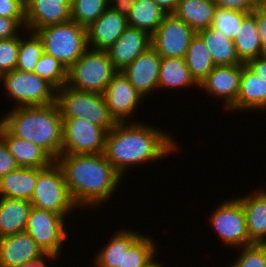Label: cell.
<instances>
[{
    "mask_svg": "<svg viewBox=\"0 0 266 267\" xmlns=\"http://www.w3.org/2000/svg\"><path fill=\"white\" fill-rule=\"evenodd\" d=\"M144 123L118 122L107 132L104 154L122 177L134 166L155 163L181 151L172 133L166 132L161 126L158 128Z\"/></svg>",
    "mask_w": 266,
    "mask_h": 267,
    "instance_id": "cell-1",
    "label": "cell"
},
{
    "mask_svg": "<svg viewBox=\"0 0 266 267\" xmlns=\"http://www.w3.org/2000/svg\"><path fill=\"white\" fill-rule=\"evenodd\" d=\"M56 162L63 170L71 199L82 211L105 206L123 180L104 153L61 154Z\"/></svg>",
    "mask_w": 266,
    "mask_h": 267,
    "instance_id": "cell-2",
    "label": "cell"
},
{
    "mask_svg": "<svg viewBox=\"0 0 266 267\" xmlns=\"http://www.w3.org/2000/svg\"><path fill=\"white\" fill-rule=\"evenodd\" d=\"M0 122L15 136L45 150L55 161L62 154L63 118L57 103L12 107Z\"/></svg>",
    "mask_w": 266,
    "mask_h": 267,
    "instance_id": "cell-3",
    "label": "cell"
},
{
    "mask_svg": "<svg viewBox=\"0 0 266 267\" xmlns=\"http://www.w3.org/2000/svg\"><path fill=\"white\" fill-rule=\"evenodd\" d=\"M56 103L62 118L83 119L103 127L107 132L118 123L100 93L76 90L65 84L56 90Z\"/></svg>",
    "mask_w": 266,
    "mask_h": 267,
    "instance_id": "cell-4",
    "label": "cell"
},
{
    "mask_svg": "<svg viewBox=\"0 0 266 267\" xmlns=\"http://www.w3.org/2000/svg\"><path fill=\"white\" fill-rule=\"evenodd\" d=\"M35 32L42 40L43 52L55 57L67 69L88 49L87 28L72 20L48 25Z\"/></svg>",
    "mask_w": 266,
    "mask_h": 267,
    "instance_id": "cell-5",
    "label": "cell"
},
{
    "mask_svg": "<svg viewBox=\"0 0 266 267\" xmlns=\"http://www.w3.org/2000/svg\"><path fill=\"white\" fill-rule=\"evenodd\" d=\"M118 71L106 51L88 48L67 70L70 88L103 94Z\"/></svg>",
    "mask_w": 266,
    "mask_h": 267,
    "instance_id": "cell-6",
    "label": "cell"
},
{
    "mask_svg": "<svg viewBox=\"0 0 266 267\" xmlns=\"http://www.w3.org/2000/svg\"><path fill=\"white\" fill-rule=\"evenodd\" d=\"M30 202L35 208L52 211L65 218L78 211L68 192L63 170L56 161L47 168H38V178Z\"/></svg>",
    "mask_w": 266,
    "mask_h": 267,
    "instance_id": "cell-7",
    "label": "cell"
},
{
    "mask_svg": "<svg viewBox=\"0 0 266 267\" xmlns=\"http://www.w3.org/2000/svg\"><path fill=\"white\" fill-rule=\"evenodd\" d=\"M4 93L13 107L43 106L56 102V89L34 72L12 70L0 76Z\"/></svg>",
    "mask_w": 266,
    "mask_h": 267,
    "instance_id": "cell-8",
    "label": "cell"
},
{
    "mask_svg": "<svg viewBox=\"0 0 266 267\" xmlns=\"http://www.w3.org/2000/svg\"><path fill=\"white\" fill-rule=\"evenodd\" d=\"M209 214L208 224L215 231L218 240L221 239L220 246H228L236 250L254 244L248 236L245 213L237 197L222 200Z\"/></svg>",
    "mask_w": 266,
    "mask_h": 267,
    "instance_id": "cell-9",
    "label": "cell"
},
{
    "mask_svg": "<svg viewBox=\"0 0 266 267\" xmlns=\"http://www.w3.org/2000/svg\"><path fill=\"white\" fill-rule=\"evenodd\" d=\"M65 219L64 216L55 212L32 207L25 231L30 234L45 254L61 257L69 231V229L66 230L68 226L67 219Z\"/></svg>",
    "mask_w": 266,
    "mask_h": 267,
    "instance_id": "cell-10",
    "label": "cell"
},
{
    "mask_svg": "<svg viewBox=\"0 0 266 267\" xmlns=\"http://www.w3.org/2000/svg\"><path fill=\"white\" fill-rule=\"evenodd\" d=\"M107 131L79 118H63L62 154H100L105 151Z\"/></svg>",
    "mask_w": 266,
    "mask_h": 267,
    "instance_id": "cell-11",
    "label": "cell"
},
{
    "mask_svg": "<svg viewBox=\"0 0 266 267\" xmlns=\"http://www.w3.org/2000/svg\"><path fill=\"white\" fill-rule=\"evenodd\" d=\"M196 32L174 14H167L151 35V47L161 58L185 57Z\"/></svg>",
    "mask_w": 266,
    "mask_h": 267,
    "instance_id": "cell-12",
    "label": "cell"
},
{
    "mask_svg": "<svg viewBox=\"0 0 266 267\" xmlns=\"http://www.w3.org/2000/svg\"><path fill=\"white\" fill-rule=\"evenodd\" d=\"M103 95L117 122L140 121L131 118L138 114L137 110L145 100L121 71L113 76Z\"/></svg>",
    "mask_w": 266,
    "mask_h": 267,
    "instance_id": "cell-13",
    "label": "cell"
},
{
    "mask_svg": "<svg viewBox=\"0 0 266 267\" xmlns=\"http://www.w3.org/2000/svg\"><path fill=\"white\" fill-rule=\"evenodd\" d=\"M241 75L242 64L215 66L199 88L210 98L223 101V110L228 111L237 100Z\"/></svg>",
    "mask_w": 266,
    "mask_h": 267,
    "instance_id": "cell-14",
    "label": "cell"
},
{
    "mask_svg": "<svg viewBox=\"0 0 266 267\" xmlns=\"http://www.w3.org/2000/svg\"><path fill=\"white\" fill-rule=\"evenodd\" d=\"M128 27L124 8L109 6L87 27L88 48L106 51Z\"/></svg>",
    "mask_w": 266,
    "mask_h": 267,
    "instance_id": "cell-15",
    "label": "cell"
},
{
    "mask_svg": "<svg viewBox=\"0 0 266 267\" xmlns=\"http://www.w3.org/2000/svg\"><path fill=\"white\" fill-rule=\"evenodd\" d=\"M161 57L150 47L145 52L136 57L121 72L128 78L130 84L146 97L154 94L158 90V79L160 71ZM147 95V96H146Z\"/></svg>",
    "mask_w": 266,
    "mask_h": 267,
    "instance_id": "cell-16",
    "label": "cell"
},
{
    "mask_svg": "<svg viewBox=\"0 0 266 267\" xmlns=\"http://www.w3.org/2000/svg\"><path fill=\"white\" fill-rule=\"evenodd\" d=\"M72 3L73 0H25L26 29L36 31L71 21Z\"/></svg>",
    "mask_w": 266,
    "mask_h": 267,
    "instance_id": "cell-17",
    "label": "cell"
},
{
    "mask_svg": "<svg viewBox=\"0 0 266 267\" xmlns=\"http://www.w3.org/2000/svg\"><path fill=\"white\" fill-rule=\"evenodd\" d=\"M45 255L26 231L0 238V267H18Z\"/></svg>",
    "mask_w": 266,
    "mask_h": 267,
    "instance_id": "cell-18",
    "label": "cell"
},
{
    "mask_svg": "<svg viewBox=\"0 0 266 267\" xmlns=\"http://www.w3.org/2000/svg\"><path fill=\"white\" fill-rule=\"evenodd\" d=\"M151 47V35L128 26L117 41L106 50L117 71L125 69L136 57Z\"/></svg>",
    "mask_w": 266,
    "mask_h": 267,
    "instance_id": "cell-19",
    "label": "cell"
},
{
    "mask_svg": "<svg viewBox=\"0 0 266 267\" xmlns=\"http://www.w3.org/2000/svg\"><path fill=\"white\" fill-rule=\"evenodd\" d=\"M239 196L237 198L243 206L250 240L253 243L266 244V189L260 187Z\"/></svg>",
    "mask_w": 266,
    "mask_h": 267,
    "instance_id": "cell-20",
    "label": "cell"
},
{
    "mask_svg": "<svg viewBox=\"0 0 266 267\" xmlns=\"http://www.w3.org/2000/svg\"><path fill=\"white\" fill-rule=\"evenodd\" d=\"M0 136L5 140L19 167L47 168L55 162L45 150L13 135L1 122Z\"/></svg>",
    "mask_w": 266,
    "mask_h": 267,
    "instance_id": "cell-21",
    "label": "cell"
},
{
    "mask_svg": "<svg viewBox=\"0 0 266 267\" xmlns=\"http://www.w3.org/2000/svg\"><path fill=\"white\" fill-rule=\"evenodd\" d=\"M114 229L111 238L98 251H95L92 263L95 267H122L124 251L142 235L140 231L129 228ZM97 252V253H96Z\"/></svg>",
    "mask_w": 266,
    "mask_h": 267,
    "instance_id": "cell-22",
    "label": "cell"
},
{
    "mask_svg": "<svg viewBox=\"0 0 266 267\" xmlns=\"http://www.w3.org/2000/svg\"><path fill=\"white\" fill-rule=\"evenodd\" d=\"M192 86L198 89L199 84L192 77L184 57L161 58L158 90L176 91L178 88L181 91L182 88L188 90Z\"/></svg>",
    "mask_w": 266,
    "mask_h": 267,
    "instance_id": "cell-23",
    "label": "cell"
},
{
    "mask_svg": "<svg viewBox=\"0 0 266 267\" xmlns=\"http://www.w3.org/2000/svg\"><path fill=\"white\" fill-rule=\"evenodd\" d=\"M32 207L28 200L0 197V238L24 232Z\"/></svg>",
    "mask_w": 266,
    "mask_h": 267,
    "instance_id": "cell-24",
    "label": "cell"
},
{
    "mask_svg": "<svg viewBox=\"0 0 266 267\" xmlns=\"http://www.w3.org/2000/svg\"><path fill=\"white\" fill-rule=\"evenodd\" d=\"M38 178V168H23L0 178V197L31 201Z\"/></svg>",
    "mask_w": 266,
    "mask_h": 267,
    "instance_id": "cell-25",
    "label": "cell"
},
{
    "mask_svg": "<svg viewBox=\"0 0 266 267\" xmlns=\"http://www.w3.org/2000/svg\"><path fill=\"white\" fill-rule=\"evenodd\" d=\"M128 26L152 35L167 13L153 0H134L125 8Z\"/></svg>",
    "mask_w": 266,
    "mask_h": 267,
    "instance_id": "cell-26",
    "label": "cell"
},
{
    "mask_svg": "<svg viewBox=\"0 0 266 267\" xmlns=\"http://www.w3.org/2000/svg\"><path fill=\"white\" fill-rule=\"evenodd\" d=\"M215 10L213 0H179L173 14L197 33L212 25Z\"/></svg>",
    "mask_w": 266,
    "mask_h": 267,
    "instance_id": "cell-27",
    "label": "cell"
},
{
    "mask_svg": "<svg viewBox=\"0 0 266 267\" xmlns=\"http://www.w3.org/2000/svg\"><path fill=\"white\" fill-rule=\"evenodd\" d=\"M233 41L238 58L244 64L265 55L257 29L255 10L244 17Z\"/></svg>",
    "mask_w": 266,
    "mask_h": 267,
    "instance_id": "cell-28",
    "label": "cell"
},
{
    "mask_svg": "<svg viewBox=\"0 0 266 267\" xmlns=\"http://www.w3.org/2000/svg\"><path fill=\"white\" fill-rule=\"evenodd\" d=\"M204 40L215 66L243 64L236 53L234 41L210 26L197 32Z\"/></svg>",
    "mask_w": 266,
    "mask_h": 267,
    "instance_id": "cell-29",
    "label": "cell"
},
{
    "mask_svg": "<svg viewBox=\"0 0 266 267\" xmlns=\"http://www.w3.org/2000/svg\"><path fill=\"white\" fill-rule=\"evenodd\" d=\"M260 80L246 64H242L239 93L235 104L227 111L229 114L260 111Z\"/></svg>",
    "mask_w": 266,
    "mask_h": 267,
    "instance_id": "cell-30",
    "label": "cell"
},
{
    "mask_svg": "<svg viewBox=\"0 0 266 267\" xmlns=\"http://www.w3.org/2000/svg\"><path fill=\"white\" fill-rule=\"evenodd\" d=\"M155 241L149 234H142L124 251L122 267H158L162 262L156 259L159 245Z\"/></svg>",
    "mask_w": 266,
    "mask_h": 267,
    "instance_id": "cell-31",
    "label": "cell"
},
{
    "mask_svg": "<svg viewBox=\"0 0 266 267\" xmlns=\"http://www.w3.org/2000/svg\"><path fill=\"white\" fill-rule=\"evenodd\" d=\"M184 58L192 77L199 85L215 67L208 47L198 33L191 39Z\"/></svg>",
    "mask_w": 266,
    "mask_h": 267,
    "instance_id": "cell-32",
    "label": "cell"
},
{
    "mask_svg": "<svg viewBox=\"0 0 266 267\" xmlns=\"http://www.w3.org/2000/svg\"><path fill=\"white\" fill-rule=\"evenodd\" d=\"M42 53L43 44L39 35L35 31L25 29L23 34H20V46L15 69L23 72H34Z\"/></svg>",
    "mask_w": 266,
    "mask_h": 267,
    "instance_id": "cell-33",
    "label": "cell"
},
{
    "mask_svg": "<svg viewBox=\"0 0 266 267\" xmlns=\"http://www.w3.org/2000/svg\"><path fill=\"white\" fill-rule=\"evenodd\" d=\"M67 70L55 57L43 52L34 68V73L58 90L67 83Z\"/></svg>",
    "mask_w": 266,
    "mask_h": 267,
    "instance_id": "cell-34",
    "label": "cell"
},
{
    "mask_svg": "<svg viewBox=\"0 0 266 267\" xmlns=\"http://www.w3.org/2000/svg\"><path fill=\"white\" fill-rule=\"evenodd\" d=\"M109 6L108 0H73L71 20L87 28Z\"/></svg>",
    "mask_w": 266,
    "mask_h": 267,
    "instance_id": "cell-35",
    "label": "cell"
},
{
    "mask_svg": "<svg viewBox=\"0 0 266 267\" xmlns=\"http://www.w3.org/2000/svg\"><path fill=\"white\" fill-rule=\"evenodd\" d=\"M247 14L234 10L216 8L211 26L224 33L231 40H234Z\"/></svg>",
    "mask_w": 266,
    "mask_h": 267,
    "instance_id": "cell-36",
    "label": "cell"
},
{
    "mask_svg": "<svg viewBox=\"0 0 266 267\" xmlns=\"http://www.w3.org/2000/svg\"><path fill=\"white\" fill-rule=\"evenodd\" d=\"M237 251L240 254L228 264L230 267H266V244L254 243L238 248Z\"/></svg>",
    "mask_w": 266,
    "mask_h": 267,
    "instance_id": "cell-37",
    "label": "cell"
},
{
    "mask_svg": "<svg viewBox=\"0 0 266 267\" xmlns=\"http://www.w3.org/2000/svg\"><path fill=\"white\" fill-rule=\"evenodd\" d=\"M19 46L20 35L0 40V76L15 70Z\"/></svg>",
    "mask_w": 266,
    "mask_h": 267,
    "instance_id": "cell-38",
    "label": "cell"
},
{
    "mask_svg": "<svg viewBox=\"0 0 266 267\" xmlns=\"http://www.w3.org/2000/svg\"><path fill=\"white\" fill-rule=\"evenodd\" d=\"M250 70L258 77L260 80V110L266 113V54L258 56L246 63Z\"/></svg>",
    "mask_w": 266,
    "mask_h": 267,
    "instance_id": "cell-39",
    "label": "cell"
},
{
    "mask_svg": "<svg viewBox=\"0 0 266 267\" xmlns=\"http://www.w3.org/2000/svg\"><path fill=\"white\" fill-rule=\"evenodd\" d=\"M0 17L26 20L25 0H0Z\"/></svg>",
    "mask_w": 266,
    "mask_h": 267,
    "instance_id": "cell-40",
    "label": "cell"
},
{
    "mask_svg": "<svg viewBox=\"0 0 266 267\" xmlns=\"http://www.w3.org/2000/svg\"><path fill=\"white\" fill-rule=\"evenodd\" d=\"M25 29L26 20L0 17V40L19 36Z\"/></svg>",
    "mask_w": 266,
    "mask_h": 267,
    "instance_id": "cell-41",
    "label": "cell"
},
{
    "mask_svg": "<svg viewBox=\"0 0 266 267\" xmlns=\"http://www.w3.org/2000/svg\"><path fill=\"white\" fill-rule=\"evenodd\" d=\"M216 8L251 13L259 6V0H213Z\"/></svg>",
    "mask_w": 266,
    "mask_h": 267,
    "instance_id": "cell-42",
    "label": "cell"
},
{
    "mask_svg": "<svg viewBox=\"0 0 266 267\" xmlns=\"http://www.w3.org/2000/svg\"><path fill=\"white\" fill-rule=\"evenodd\" d=\"M18 168L19 166L13 155L10 153L8 145L0 136V178Z\"/></svg>",
    "mask_w": 266,
    "mask_h": 267,
    "instance_id": "cell-43",
    "label": "cell"
},
{
    "mask_svg": "<svg viewBox=\"0 0 266 267\" xmlns=\"http://www.w3.org/2000/svg\"><path fill=\"white\" fill-rule=\"evenodd\" d=\"M255 18L263 52L266 54V11L258 6L255 9Z\"/></svg>",
    "mask_w": 266,
    "mask_h": 267,
    "instance_id": "cell-44",
    "label": "cell"
},
{
    "mask_svg": "<svg viewBox=\"0 0 266 267\" xmlns=\"http://www.w3.org/2000/svg\"><path fill=\"white\" fill-rule=\"evenodd\" d=\"M59 259L61 258H59L58 256L54 254H45L43 257H41L38 260L22 264L21 266H18V267H48L49 262L51 264V262L54 263V261H57Z\"/></svg>",
    "mask_w": 266,
    "mask_h": 267,
    "instance_id": "cell-45",
    "label": "cell"
},
{
    "mask_svg": "<svg viewBox=\"0 0 266 267\" xmlns=\"http://www.w3.org/2000/svg\"><path fill=\"white\" fill-rule=\"evenodd\" d=\"M167 14H173L178 6L179 0H153Z\"/></svg>",
    "mask_w": 266,
    "mask_h": 267,
    "instance_id": "cell-46",
    "label": "cell"
},
{
    "mask_svg": "<svg viewBox=\"0 0 266 267\" xmlns=\"http://www.w3.org/2000/svg\"><path fill=\"white\" fill-rule=\"evenodd\" d=\"M134 0H108L111 6H116L120 8H126L129 6Z\"/></svg>",
    "mask_w": 266,
    "mask_h": 267,
    "instance_id": "cell-47",
    "label": "cell"
},
{
    "mask_svg": "<svg viewBox=\"0 0 266 267\" xmlns=\"http://www.w3.org/2000/svg\"><path fill=\"white\" fill-rule=\"evenodd\" d=\"M259 6L266 11V0H259Z\"/></svg>",
    "mask_w": 266,
    "mask_h": 267,
    "instance_id": "cell-48",
    "label": "cell"
}]
</instances>
